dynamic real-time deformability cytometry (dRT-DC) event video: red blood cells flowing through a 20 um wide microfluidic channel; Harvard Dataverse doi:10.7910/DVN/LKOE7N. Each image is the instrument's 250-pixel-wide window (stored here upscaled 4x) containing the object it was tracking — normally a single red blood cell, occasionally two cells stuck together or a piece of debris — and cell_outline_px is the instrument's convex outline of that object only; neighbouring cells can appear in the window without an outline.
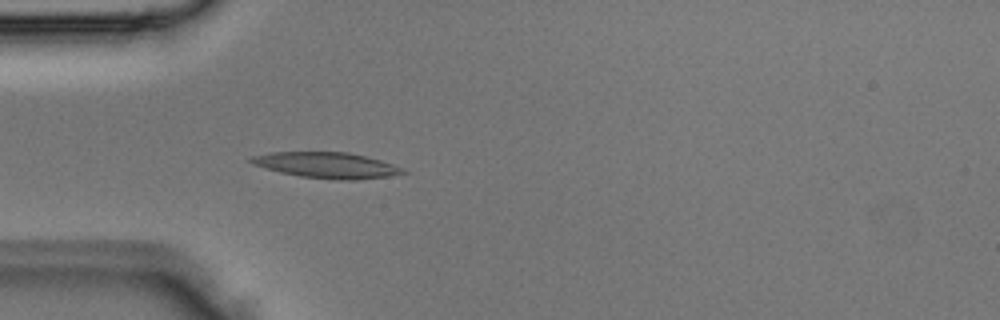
{"species": "Egyptian fruit bat (a non-hibernating species)", "species_latin": "Rousettus aegyptiacus", "temperature_condition": "room temperature", "stored_images_in_passage": 3, "camera_frame_rate_fps": 3000, "um_per_image_px": 0.085, "animal": {"sex": "male"}, "frame": {"image": 1, "passage_image": 3, "time_ms": 0.667, "image_size_px": [1000, 320], "cell_outline_px": [[408, 172], [388, 176], [356, 180], [336, 180], [300, 176], [280, 172], [252, 164], [248, 160], [248, 156], [272, 152], [348, 152], [380, 160], [404, 168]], "centroid_in_image_um": [27.74, 14.04], "position_along_channel_um": 57.3, "area_um2": 22.83}}